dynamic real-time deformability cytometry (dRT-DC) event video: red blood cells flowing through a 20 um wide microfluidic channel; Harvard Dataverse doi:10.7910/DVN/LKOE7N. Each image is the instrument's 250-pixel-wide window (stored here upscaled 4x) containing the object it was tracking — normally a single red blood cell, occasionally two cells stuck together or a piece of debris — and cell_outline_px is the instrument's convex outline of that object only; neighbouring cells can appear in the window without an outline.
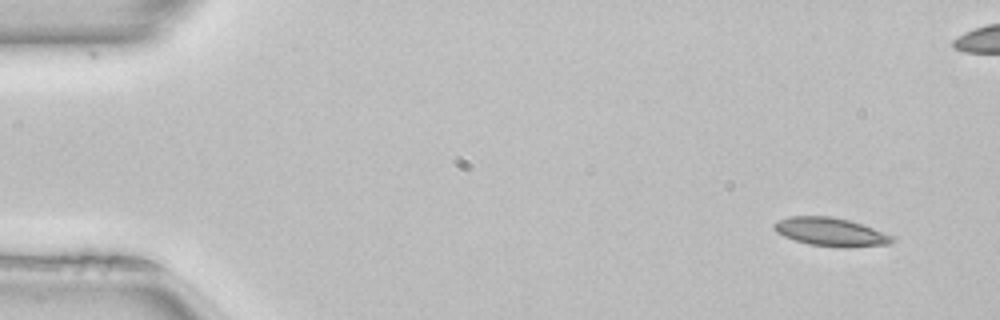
{"species": "common noctule bat (a hibernating species)", "species_latin": "Nyctalus noctula", "temperature_condition": "room temperature", "stored_images_in_passage": 9, "camera_frame_rate_fps": 3000, "um_per_image_px": 0.085, "animal": {"sex": "female", "body_mass_g": 22.7, "forearm_length_mm": 54.2}, "frame": {"image": 1, "passage_image": 1, "time_ms": 0.0, "image_size_px": [1000, 320], "cell_outline_px": [[896, 236], [888, 244], [812, 244], [796, 240], [784, 236], [776, 232], [772, 228], [772, 224], [776, 220], [788, 216], [828, 216], [848, 220]], "centroid_in_image_um": [70.47, 19.63], "position_along_channel_um": 14.5, "area_um2": 18.32}}